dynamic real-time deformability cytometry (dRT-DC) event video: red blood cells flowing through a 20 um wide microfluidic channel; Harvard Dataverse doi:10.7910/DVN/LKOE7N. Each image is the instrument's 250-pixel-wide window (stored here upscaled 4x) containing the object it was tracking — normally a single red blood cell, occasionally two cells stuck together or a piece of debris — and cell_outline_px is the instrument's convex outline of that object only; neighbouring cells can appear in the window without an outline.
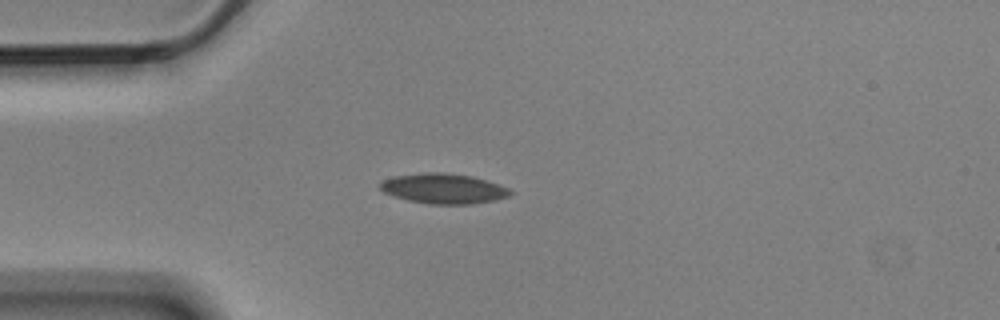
{"species": "Egyptian fruit bat (a non-hibernating species)", "species_latin": "Rousettus aegyptiacus", "temperature_condition": "cold", "stored_images_in_passage": 2, "camera_frame_rate_fps": 3000, "um_per_image_px": 0.085, "animal": {"sex": "male"}, "frame": {"image": 1, "passage_image": 2, "time_ms": 0.333, "image_size_px": [1000, 320], "cell_outline_px": [[512, 192], [508, 196], [496, 200], [472, 204], [428, 204], [408, 200], [384, 192], [380, 188], [380, 184], [384, 180], [396, 176], [428, 172], [444, 172], [472, 176], [508, 188]], "centroid_in_image_um": [37.71, 16.03], "position_along_channel_um": 47.3, "area_um2": 22.48}}